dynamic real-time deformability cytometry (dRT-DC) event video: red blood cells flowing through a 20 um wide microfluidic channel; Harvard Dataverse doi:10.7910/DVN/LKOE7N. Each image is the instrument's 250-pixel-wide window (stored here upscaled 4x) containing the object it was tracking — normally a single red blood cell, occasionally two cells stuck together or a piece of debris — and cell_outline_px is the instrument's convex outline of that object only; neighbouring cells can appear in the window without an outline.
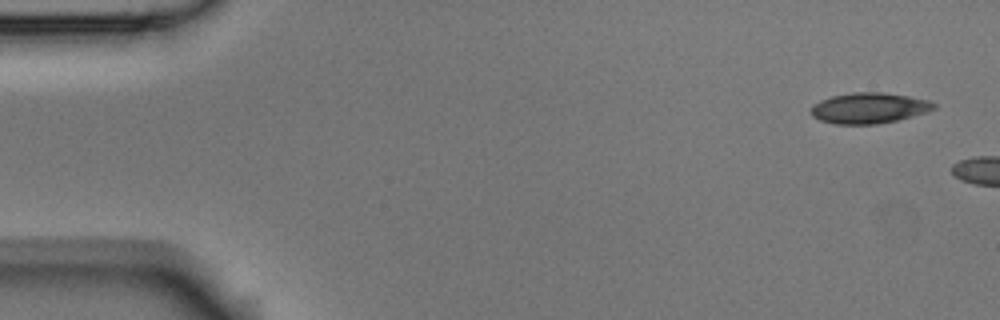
{"species": "Egyptian fruit bat (a non-hibernating species)", "species_latin": "Rousettus aegyptiacus", "temperature_condition": "room temperature", "stored_images_in_passage": 3, "camera_frame_rate_fps": 3000, "um_per_image_px": 0.085, "animal": {"sex": "male"}, "frame": {"image": 1, "passage_image": 1, "time_ms": 0.0, "image_size_px": [1000, 320], "cell_outline_px": [[936, 108], [928, 112], [896, 120], [876, 124], [836, 124], [820, 120], [812, 116], [812, 104], [820, 100], [832, 96], [852, 92], [880, 92], [908, 96], [928, 100], [936, 104]], "centroid_in_image_um": [73.87, 9.18], "position_along_channel_um": 11.1, "area_um2": 21.91}}